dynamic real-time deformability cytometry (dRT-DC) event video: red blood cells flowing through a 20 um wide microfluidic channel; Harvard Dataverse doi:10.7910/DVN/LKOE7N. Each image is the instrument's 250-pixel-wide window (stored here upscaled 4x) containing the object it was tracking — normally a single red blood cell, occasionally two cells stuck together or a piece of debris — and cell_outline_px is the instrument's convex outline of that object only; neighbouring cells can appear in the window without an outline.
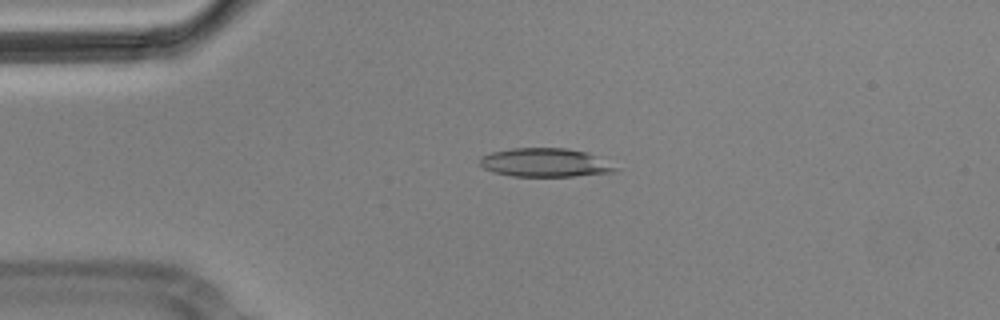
{"species": "Egyptian fruit bat (a non-hibernating species)", "species_latin": "Rousettus aegyptiacus", "temperature_condition": "cold", "stored_images_in_passage": 5, "camera_frame_rate_fps": 3000, "um_per_image_px": 0.085, "animal": {"sex": "male"}, "frame": {"image": 1, "passage_image": 3, "time_ms": 0.667, "image_size_px": [1000, 320], "cell_outline_px": [[616, 168], [612, 172], [576, 176], [512, 176], [492, 172], [484, 168], [480, 164], [480, 156], [492, 152], [512, 148], [568, 148], [588, 152]], "centroid_in_image_um": [46.25, 13.81], "position_along_channel_um": 38.7, "area_um2": 22.37}}